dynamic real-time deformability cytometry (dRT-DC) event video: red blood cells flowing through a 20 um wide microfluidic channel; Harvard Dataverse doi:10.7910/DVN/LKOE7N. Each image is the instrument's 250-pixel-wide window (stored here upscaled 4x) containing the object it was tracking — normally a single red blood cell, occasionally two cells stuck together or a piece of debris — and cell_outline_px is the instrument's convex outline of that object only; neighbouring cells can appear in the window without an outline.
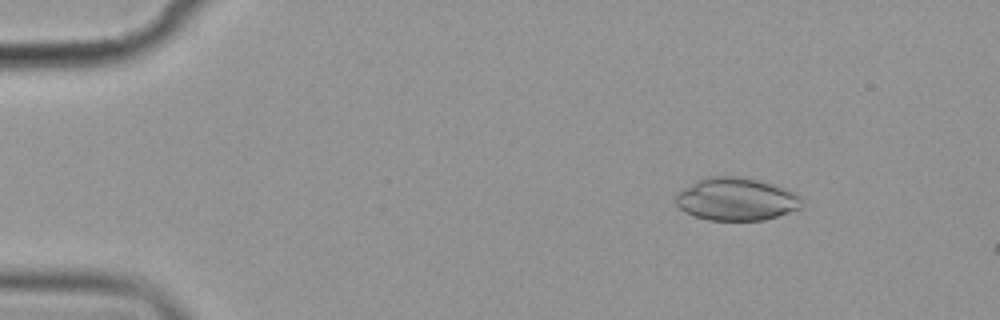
{"species": "common noctule bat (a hibernating species)", "species_latin": "Nyctalus noctula", "temperature_condition": "cold", "stored_images_in_passage": 5, "camera_frame_rate_fps": 3000, "um_per_image_px": 0.085, "animal": {"sex": "female", "body_mass_g": 19.9}, "frame": {"image": 1, "passage_image": 2, "time_ms": 1.333, "image_size_px": [1000, 320], "cell_outline_px": [[804, 204], [800, 208], [764, 220], [708, 220], [684, 212], [676, 204], [676, 192], [708, 176], [736, 176], [756, 180], [772, 184], [796, 192], [800, 196]], "centroid_in_image_um": [62.59, 16.93], "position_along_channel_um": 22.4, "area_um2": 31.21}}
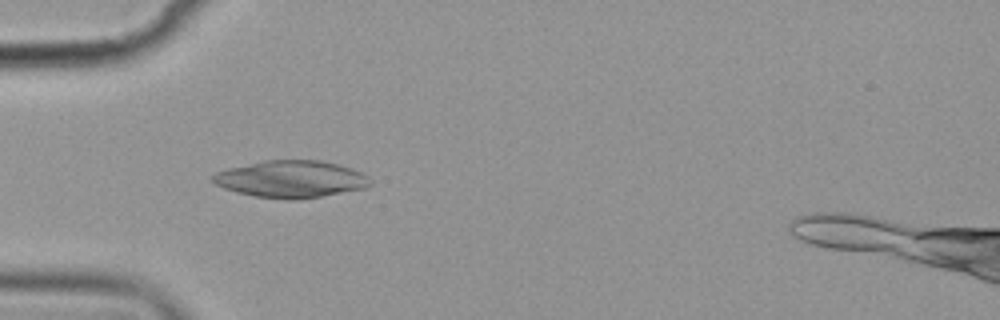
{"frame": {"image": 2, "passage_image": 4, "time_ms": 4.667, "image_size_px": [1000, 320], "cell_outline_px": [[372, 184], [364, 188], [300, 200], [288, 200], [252, 196], [236, 192], [224, 188], [216, 184], [212, 180], [212, 176], [216, 172], [228, 168], [264, 160], [320, 160], [352, 168], [368, 176], [372, 180]], "centroid_in_image_um": [24.73, 15.23], "position_along_channel_um": 60.3, "area_um2": 34.1}}
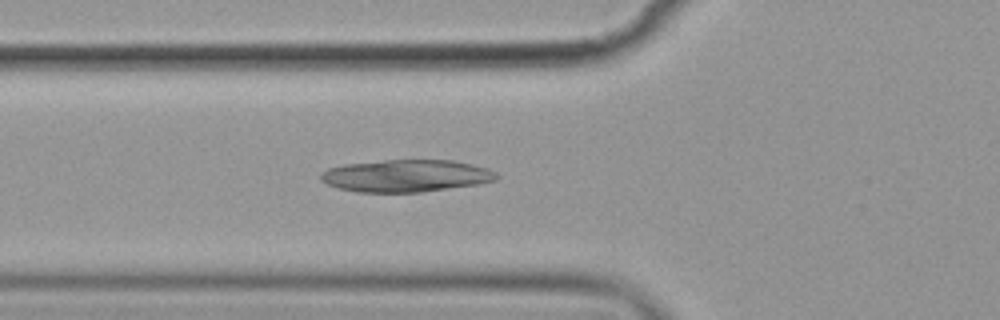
{"frame": {"image": 3, "passage_image": 5, "time_ms": 5.667, "image_size_px": [1000, 320], "cell_outline_px": [[500, 176], [496, 180], [480, 184], [420, 192], [356, 192], [340, 188], [328, 184], [320, 180], [320, 172], [328, 168], [344, 164], [384, 160], [452, 160], [472, 164], [488, 168], [496, 172]], "centroid_in_image_um": [34.53, 14.94], "position_along_channel_um": 91.3, "area_um2": 33.18}}